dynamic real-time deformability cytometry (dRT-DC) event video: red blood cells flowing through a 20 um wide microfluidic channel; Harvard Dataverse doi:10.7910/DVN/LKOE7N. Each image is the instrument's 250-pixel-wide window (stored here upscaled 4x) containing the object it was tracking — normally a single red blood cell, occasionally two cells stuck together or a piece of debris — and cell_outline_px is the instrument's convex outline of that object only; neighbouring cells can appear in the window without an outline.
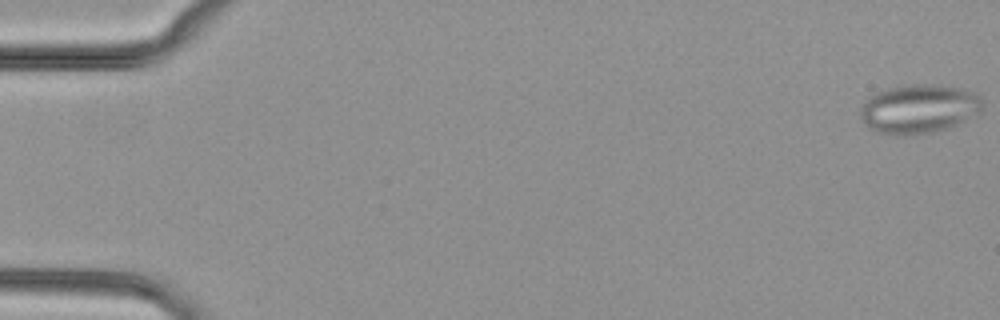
{"species": "common noctule bat (a hibernating species)", "species_latin": "Nyctalus noctula", "temperature_condition": "cold", "stored_images_in_passage": 51, "segment_of_instrument_passage": [1, 2], "camera_frame_rate_fps": 3000, "um_per_image_px": 0.085, "animal": {"sex": "female", "body_mass_g": 29.2, "forearm_length_mm": 56.3}, "frame": {"image": 1, "passage_image": 1, "time_ms": 0.0, "image_size_px": [1000, 320], "cell_outline_px": [[984, 104], [980, 112], [952, 128], [932, 132], [904, 136], [896, 136], [876, 132], [868, 128], [860, 120], [860, 108], [868, 96], [876, 92], [900, 84], [932, 84], [960, 88], [972, 92], [980, 96]], "centroid_in_image_um": [78.07, 9.26], "position_along_channel_um": 6.9, "area_um2": 35.66}}